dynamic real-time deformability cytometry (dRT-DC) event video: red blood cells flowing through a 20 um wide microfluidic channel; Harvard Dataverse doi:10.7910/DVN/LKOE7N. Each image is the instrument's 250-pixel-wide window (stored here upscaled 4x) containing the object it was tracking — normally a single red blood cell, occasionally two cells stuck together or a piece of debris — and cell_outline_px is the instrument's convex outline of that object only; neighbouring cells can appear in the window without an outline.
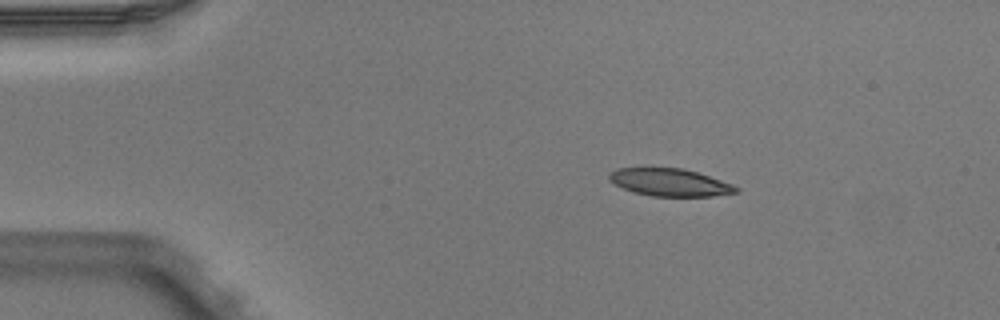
{"species": "Egyptian fruit bat (a non-hibernating species)", "species_latin": "Rousettus aegyptiacus", "temperature_condition": "warm", "stored_images_in_passage": 4, "camera_frame_rate_fps": 3000, "um_per_image_px": 0.085, "animal": {"sex": "male"}, "frame": {"image": 1, "passage_image": 1, "time_ms": 0.0, "image_size_px": [1000, 320], "cell_outline_px": [[740, 192], [712, 196], [652, 196], [632, 192], [608, 180], [608, 172], [616, 168], [684, 168], [732, 184], [740, 188]], "centroid_in_image_um": [56.92, 15.5], "position_along_channel_um": 28.1, "area_um2": 20.35}}
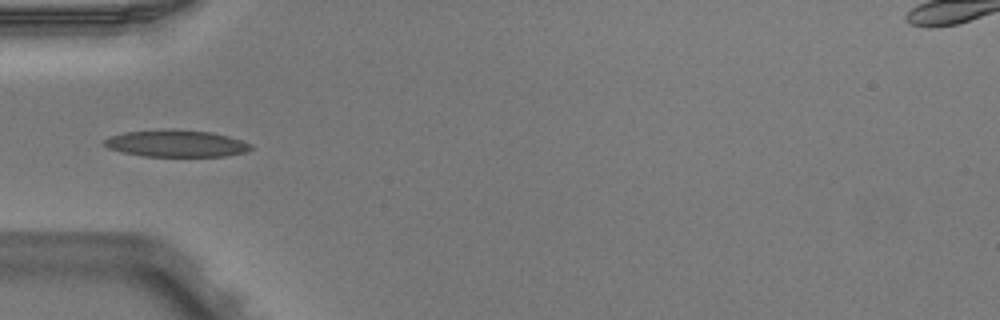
{"frame": {"image": 2, "passage_image": 3, "time_ms": 0.667, "image_size_px": [1000, 320], "cell_outline_px": [[252, 148], [248, 152], [224, 156], [144, 156], [124, 152], [108, 148], [100, 144], [108, 136], [124, 132], [176, 128], [212, 132], [228, 136], [252, 144]], "centroid_in_image_um": [14.96, 12.18], "position_along_channel_um": 70.0, "area_um2": 23.24}}
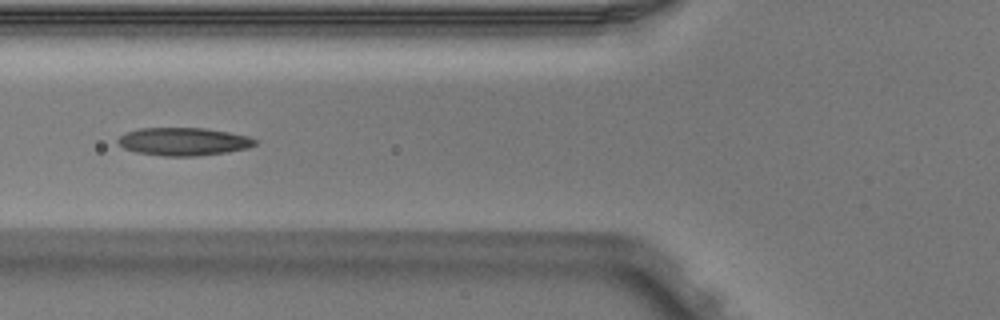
{"frame": {"image": 3, "passage_image": 4, "time_ms": 1.0, "image_size_px": [1000, 320], "cell_outline_px": [[256, 144], [248, 148], [228, 152], [196, 156], [164, 156], [136, 152], [124, 148], [116, 140], [120, 136], [128, 132], [140, 128], [204, 128], [228, 132], [248, 136], [256, 140]], "centroid_in_image_um": [15.61, 12.04], "position_along_channel_um": 110.2, "area_um2": 22.2}}